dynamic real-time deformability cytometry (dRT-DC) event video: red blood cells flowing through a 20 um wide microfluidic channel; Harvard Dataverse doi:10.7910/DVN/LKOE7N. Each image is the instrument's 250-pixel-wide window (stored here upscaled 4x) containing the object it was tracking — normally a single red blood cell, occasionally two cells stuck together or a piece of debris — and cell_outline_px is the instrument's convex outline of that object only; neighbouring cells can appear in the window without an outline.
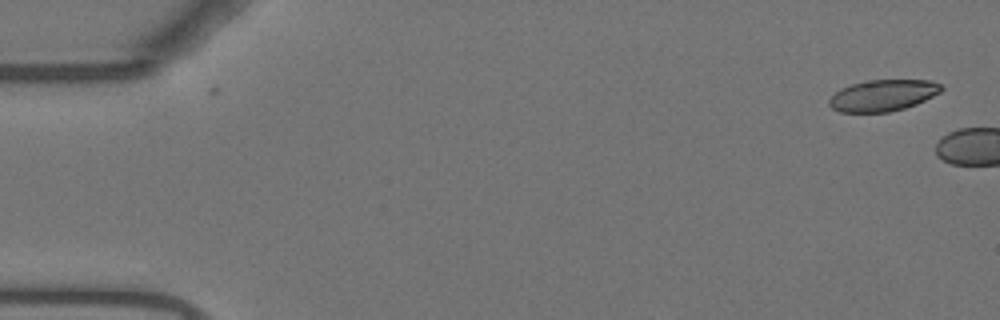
{"species": "Egyptian fruit bat (a non-hibernating species)", "species_latin": "Rousettus aegyptiacus", "temperature_condition": "warm", "stored_images_in_passage": 3, "camera_frame_rate_fps": 3000, "um_per_image_px": 0.085, "animal": {"sex": "female"}, "frame": {"image": 1, "passage_image": 1, "time_ms": 0.0, "image_size_px": [1000, 320], "cell_outline_px": [[944, 88], [940, 92], [916, 104], [904, 108], [888, 112], [840, 112], [832, 108], [828, 104], [828, 100], [840, 88], [864, 80], [932, 80], [940, 84]], "centroid_in_image_um": [75.03, 8.1], "position_along_channel_um": 10.0, "area_um2": 20.52}}